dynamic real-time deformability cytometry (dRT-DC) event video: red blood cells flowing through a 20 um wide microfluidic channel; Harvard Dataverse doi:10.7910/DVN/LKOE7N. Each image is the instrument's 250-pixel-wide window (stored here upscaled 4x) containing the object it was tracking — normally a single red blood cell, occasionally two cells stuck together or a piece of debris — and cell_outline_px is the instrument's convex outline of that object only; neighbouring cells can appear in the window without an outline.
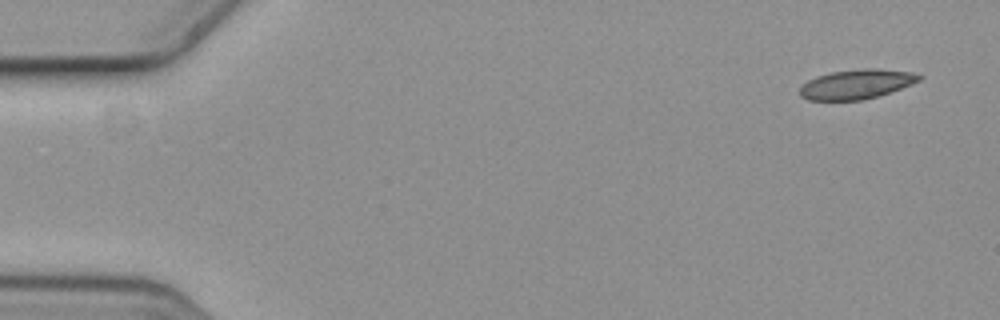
{"species": "common noctule bat (a hibernating species)", "species_latin": "Nyctalus noctula", "temperature_condition": "cold", "stored_images_in_passage": 2, "camera_frame_rate_fps": 3000, "um_per_image_px": 0.085, "animal": {"sex": "female", "body_mass_g": 19.3, "forearm_length_mm": 54.1}, "frame": {"image": 1, "passage_image": 1, "time_ms": 0.0, "image_size_px": [1000, 320], "cell_outline_px": [[924, 76], [920, 80], [912, 84], [864, 100], [808, 100], [800, 96], [800, 88], [808, 80], [816, 76], [832, 72], [864, 68], [876, 68], [912, 72]], "centroid_in_image_um": [72.8, 7.15], "position_along_channel_um": 12.2, "area_um2": 20.4}}